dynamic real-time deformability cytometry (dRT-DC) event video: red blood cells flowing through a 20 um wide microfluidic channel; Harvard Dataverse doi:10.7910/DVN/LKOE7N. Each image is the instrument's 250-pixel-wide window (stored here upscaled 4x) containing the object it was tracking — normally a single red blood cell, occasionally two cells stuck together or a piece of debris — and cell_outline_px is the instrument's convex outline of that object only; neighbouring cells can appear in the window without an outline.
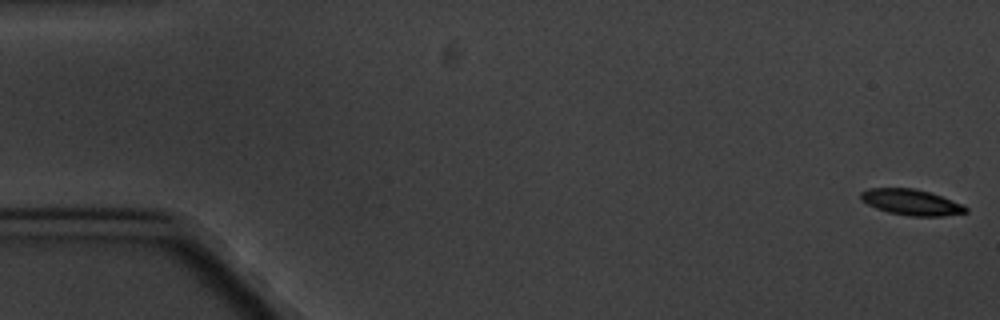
{"species": "common noctule bat (a hibernating species)", "species_latin": "Nyctalus noctula", "temperature_condition": "cold", "stored_images_in_passage": 6, "camera_frame_rate_fps": 3000, "um_per_image_px": 0.085, "animal": {"sex": "male", "body_mass_g": 20.1, "forearm_length_mm": 53.5}, "frame": {"image": 1, "passage_image": 1, "time_ms": 0.0, "image_size_px": [1000, 320], "cell_outline_px": [[968, 212], [944, 216], [908, 216], [888, 212], [876, 208], [860, 200], [860, 192], [868, 188], [912, 188], [928, 192], [964, 204], [968, 208]], "centroid_in_image_um": [77.45, 17.19], "position_along_channel_um": 7.5, "area_um2": 15.84}}
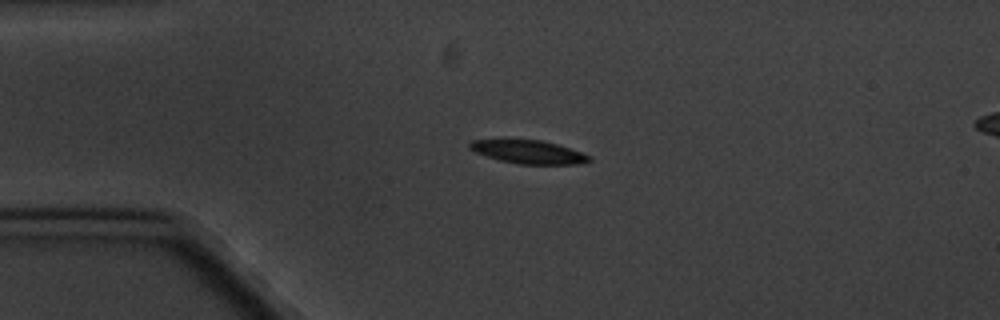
{"frame": {"image": 2, "passage_image": 4, "time_ms": 4.333, "image_size_px": [1000, 320], "cell_outline_px": [[592, 160], [576, 164], [520, 164], [500, 160], [476, 152], [468, 148], [468, 144], [472, 140], [540, 140], [556, 144], [592, 156]], "centroid_in_image_um": [44.93, 12.92], "position_along_channel_um": 40.1, "area_um2": 15.9}}